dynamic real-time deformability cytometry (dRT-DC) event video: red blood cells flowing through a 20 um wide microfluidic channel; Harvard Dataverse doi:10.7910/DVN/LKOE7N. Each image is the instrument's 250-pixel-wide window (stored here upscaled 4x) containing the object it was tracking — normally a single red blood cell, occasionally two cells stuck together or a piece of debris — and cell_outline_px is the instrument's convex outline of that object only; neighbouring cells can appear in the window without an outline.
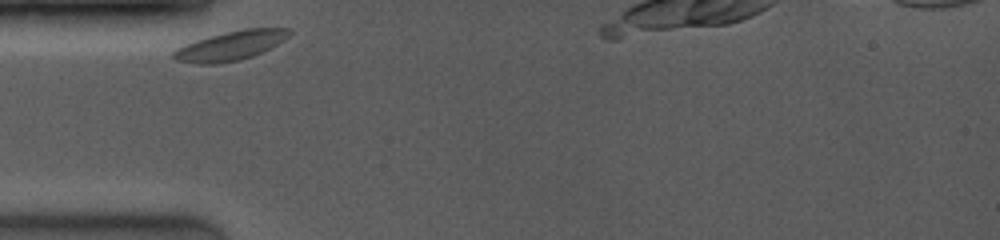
{"species": "common noctule bat (a hibernating species)", "species_latin": "Nyctalus noctula", "temperature_condition": "room temperature", "stored_images_in_passage": 6, "camera_frame_rate_fps": 4000, "um_per_image_px": 0.085, "animal": {"sex": "female", "body_mass_g": 19.0, "forearm_length_mm": 53.3}, "frame": {"image": 1, "passage_image": 1, "time_ms": 0.0, "image_size_px": [1000, 240], "cell_outline_px": [[292, 32], [284, 40], [252, 56], [240, 60], [212, 64], [204, 64], [176, 60], [172, 56], [172, 52], [176, 48], [184, 44], [208, 36], [224, 32], [244, 28], [292, 28]], "centroid_in_image_um": [19.59, 3.86], "position_along_channel_um": 65.4, "area_um2": 19.65}}